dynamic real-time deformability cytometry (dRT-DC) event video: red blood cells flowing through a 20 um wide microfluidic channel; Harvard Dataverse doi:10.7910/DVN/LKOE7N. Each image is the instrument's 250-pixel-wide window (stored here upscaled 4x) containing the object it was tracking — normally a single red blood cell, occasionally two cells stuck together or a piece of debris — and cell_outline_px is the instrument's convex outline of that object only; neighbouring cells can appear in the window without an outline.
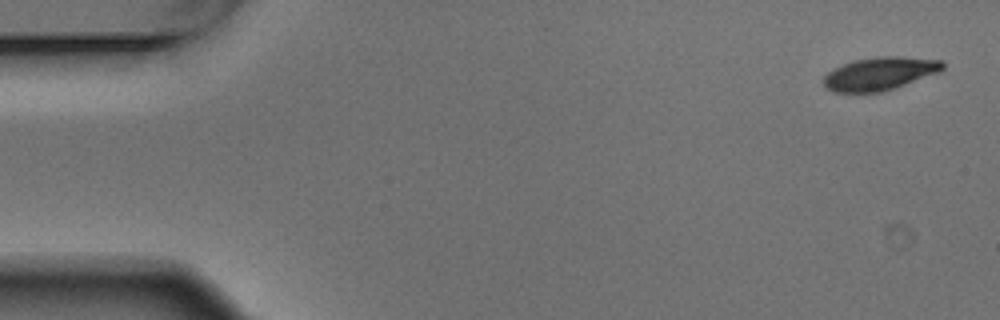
{"species": "Egyptian fruit bat (a non-hibernating species)", "species_latin": "Rousettus aegyptiacus", "temperature_condition": "warm", "stored_images_in_passage": 5, "camera_frame_rate_fps": 3000, "um_per_image_px": 0.085, "animal": {"sex": "male"}, "frame": {"image": 1, "passage_image": 1, "time_ms": 0.0, "image_size_px": [1000, 320], "cell_outline_px": [[944, 68], [940, 72], [896, 88], [884, 92], [832, 92], [824, 84], [824, 76], [828, 72], [844, 64], [856, 60], [876, 56], [900, 56], [944, 60]], "centroid_in_image_um": [74.84, 6.26], "position_along_channel_um": 10.2, "area_um2": 23.0}}
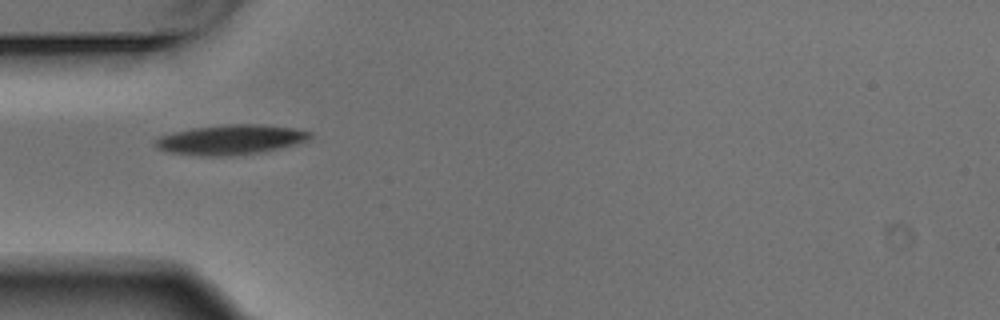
{"frame": {"image": 2, "passage_image": 5, "time_ms": 1.333, "image_size_px": [1000, 320], "cell_outline_px": [[312, 136], [308, 140], [296, 144], [264, 152], [232, 156], [200, 156], [168, 152], [156, 148], [156, 140], [160, 136], [192, 128], [228, 124], [264, 124], [296, 128], [312, 132]], "centroid_in_image_um": [19.66, 11.88], "position_along_channel_um": 65.3, "area_um2": 27.11}}